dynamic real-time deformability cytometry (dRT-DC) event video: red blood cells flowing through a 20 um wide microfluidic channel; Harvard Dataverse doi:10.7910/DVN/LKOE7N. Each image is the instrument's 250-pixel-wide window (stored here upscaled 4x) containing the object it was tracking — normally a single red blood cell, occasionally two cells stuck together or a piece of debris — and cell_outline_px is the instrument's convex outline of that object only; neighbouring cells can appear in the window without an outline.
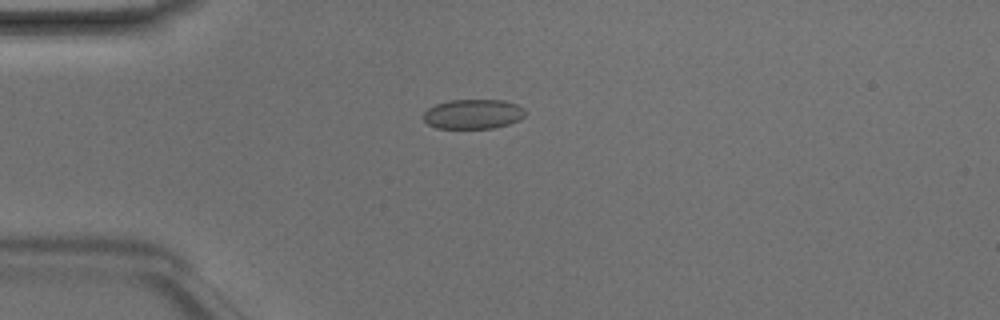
{"species": "Egyptian fruit bat (a non-hibernating species)", "species_latin": "Rousettus aegyptiacus", "temperature_condition": "room temperature", "stored_images_in_passage": 49, "camera_frame_rate_fps": 3000, "um_per_image_px": 0.085, "animal": {"sex": "male"}, "frame": {"image": 1, "passage_image": 13, "time_ms": 4.0, "image_size_px": [1000, 320], "cell_outline_px": [[524, 116], [520, 120], [508, 124], [492, 128], [436, 128], [428, 124], [424, 120], [424, 112], [428, 108], [436, 104], [448, 100], [500, 100], [516, 104], [524, 108]], "centroid_in_image_um": [40.2, 9.69], "position_along_channel_um": 44.8, "area_um2": 17.51}}
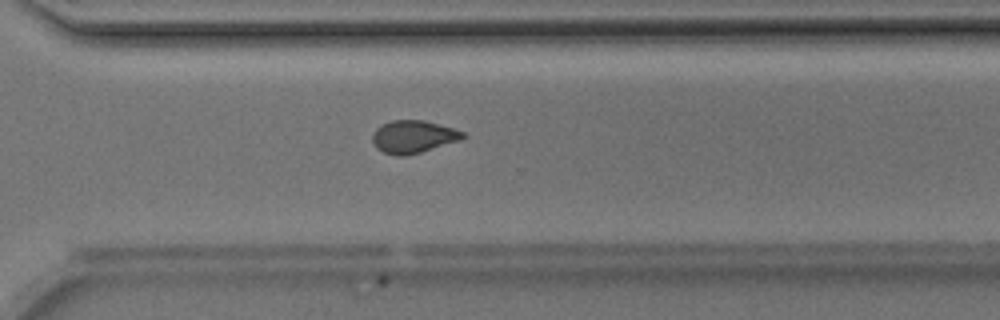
{"frame": {"image": 2, "passage_image": 35, "time_ms": 11.333, "image_size_px": [1000, 320], "cell_outline_px": [[464, 136], [460, 140], [420, 152], [404, 156], [396, 156], [384, 152], [376, 148], [372, 140], [372, 136], [376, 128], [392, 120], [424, 120], [452, 128], [464, 132]], "centroid_in_image_um": [35.1, 11.62], "position_along_channel_um": 335.5, "area_um2": 16.94}}
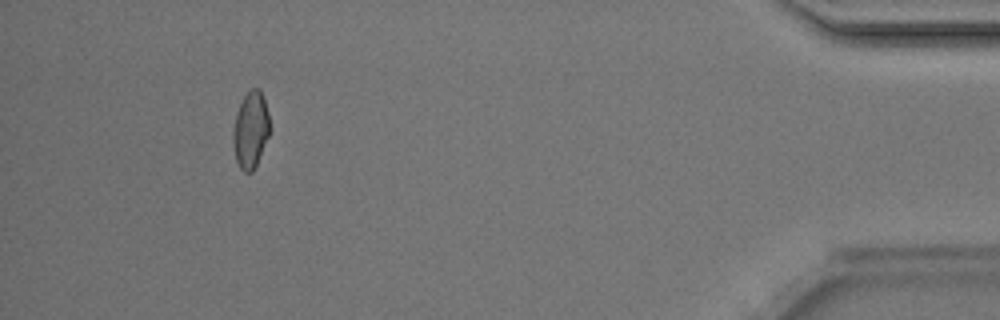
{"frame": {"image": 3, "passage_image": 45, "time_ms": 14.667, "image_size_px": [1000, 320], "cell_outline_px": [[268, 136], [256, 164], [252, 172], [244, 172], [240, 168], [236, 160], [232, 140], [232, 132], [236, 112], [244, 96], [252, 88], [260, 88], [268, 112]], "centroid_in_image_um": [21.27, 11.03], "position_along_channel_um": 413.9, "area_um2": 16.07}, "authors_computed_cell_mechanics": {"area_um2": 17.34, "velocity_mm_per_s": 4.2353, "shape_relaxation_time_tau1_ms": null, "shape_relaxation_time_tau2_ms": 1.9616, "deformation_change_tau1": null, "deformation_change_tau2": 0.0624}}